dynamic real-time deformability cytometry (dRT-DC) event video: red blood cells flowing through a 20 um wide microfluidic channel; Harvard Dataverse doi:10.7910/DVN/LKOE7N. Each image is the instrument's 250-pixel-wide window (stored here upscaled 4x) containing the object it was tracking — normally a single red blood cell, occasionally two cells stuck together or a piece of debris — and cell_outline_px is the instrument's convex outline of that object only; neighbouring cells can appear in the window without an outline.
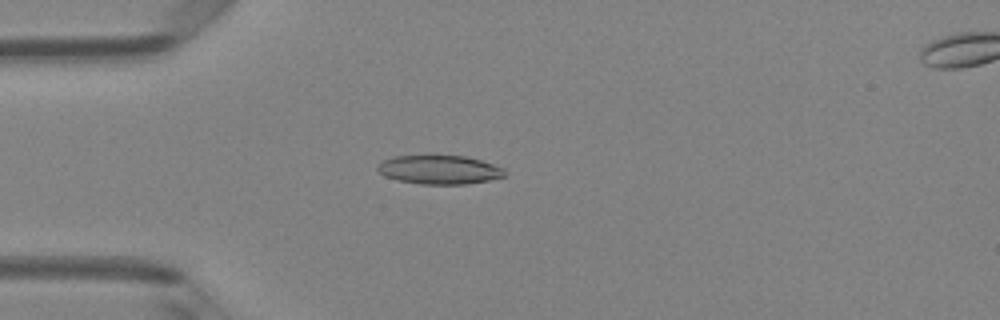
{"species": "Egyptian fruit bat (a non-hibernating species)", "species_latin": "Rousettus aegyptiacus", "temperature_condition": "room temperature", "stored_images_in_passage": 4, "camera_frame_rate_fps": 3000, "um_per_image_px": 0.085, "animal": {"sex": "female"}, "frame": {"image": 1, "passage_image": 4, "time_ms": 1.0, "image_size_px": [1000, 320], "cell_outline_px": [[504, 176], [488, 180], [468, 184], [420, 184], [400, 180], [384, 176], [376, 168], [384, 160], [392, 156], [424, 152], [432, 152], [464, 156], [480, 160], [504, 168]], "centroid_in_image_um": [37.29, 14.36], "position_along_channel_um": 47.7, "area_um2": 22.2}}